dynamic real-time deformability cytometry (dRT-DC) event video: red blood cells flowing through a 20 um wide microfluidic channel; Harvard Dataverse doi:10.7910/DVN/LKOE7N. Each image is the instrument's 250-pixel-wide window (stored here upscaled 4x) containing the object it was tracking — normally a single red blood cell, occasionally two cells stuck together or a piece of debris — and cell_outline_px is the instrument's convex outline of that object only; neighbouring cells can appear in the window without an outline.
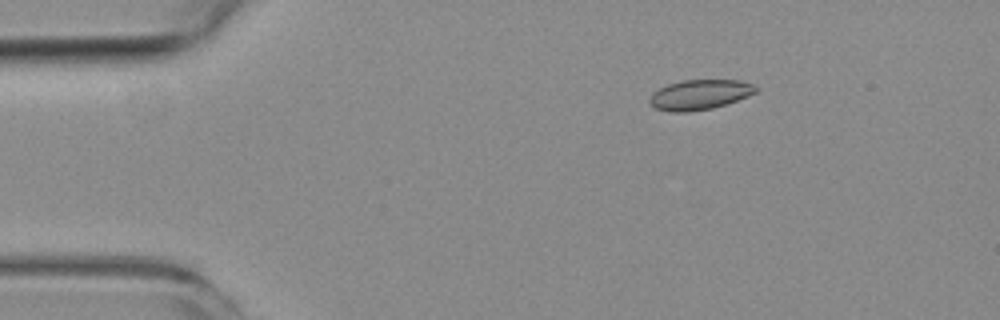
{"species": "common noctule bat (a hibernating species)", "species_latin": "Nyctalus noctula", "temperature_condition": "room temperature", "stored_images_in_passage": 3, "camera_frame_rate_fps": 3000, "um_per_image_px": 0.085, "animal": {"sex": "female", "body_mass_g": 19.3, "forearm_length_mm": 54.1}, "frame": {"image": 1, "passage_image": 1, "time_ms": 0.0, "image_size_px": [1000, 320], "cell_outline_px": [[760, 88], [756, 92], [748, 96], [712, 108], [688, 112], [672, 112], [656, 108], [648, 100], [652, 92], [668, 84], [680, 80], [740, 80], [756, 84]], "centroid_in_image_um": [59.5, 8.03], "position_along_channel_um": 25.5, "area_um2": 18.61}}